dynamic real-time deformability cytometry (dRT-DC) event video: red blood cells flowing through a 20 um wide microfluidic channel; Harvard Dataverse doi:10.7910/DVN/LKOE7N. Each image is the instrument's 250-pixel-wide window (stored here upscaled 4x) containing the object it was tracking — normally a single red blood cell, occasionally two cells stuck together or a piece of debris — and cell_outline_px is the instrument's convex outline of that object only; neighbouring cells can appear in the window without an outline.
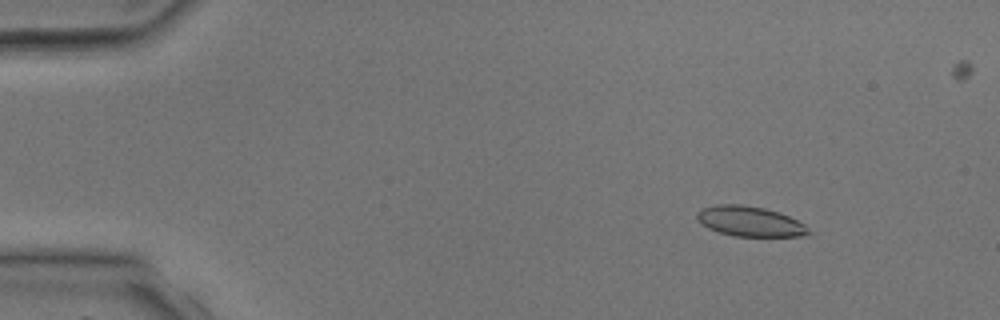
{"species": "common noctule bat (a hibernating species)", "species_latin": "Nyctalus noctula", "temperature_condition": "room temperature", "stored_images_in_passage": 4, "camera_frame_rate_fps": 3000, "um_per_image_px": 0.085, "animal": {"sex": "male", "body_mass_g": 17.9, "forearm_length_mm": 54.2}, "frame": {"image": 1, "passage_image": 1, "time_ms": 0.0, "image_size_px": [1000, 320], "cell_outline_px": [[812, 232], [800, 236], [736, 236], [716, 232], [708, 228], [696, 216], [696, 212], [700, 208], [716, 204], [744, 204], [764, 208], [788, 216], [804, 224]], "centroid_in_image_um": [63.7, 18.81], "position_along_channel_um": 21.3, "area_um2": 19.48}}
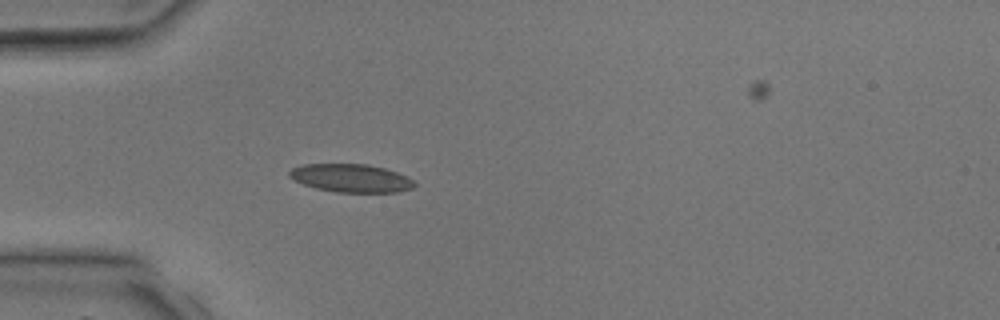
{"frame": {"image": 2, "passage_image": 3, "time_ms": 2.333, "image_size_px": [1000, 320], "cell_outline_px": [[416, 184], [412, 188], [396, 192], [336, 192], [316, 188], [304, 184], [288, 176], [288, 172], [292, 168], [304, 164], [368, 164], [384, 168], [396, 172], [412, 180]], "centroid_in_image_um": [29.81, 15.13], "position_along_channel_um": 55.2, "area_um2": 20.29}}